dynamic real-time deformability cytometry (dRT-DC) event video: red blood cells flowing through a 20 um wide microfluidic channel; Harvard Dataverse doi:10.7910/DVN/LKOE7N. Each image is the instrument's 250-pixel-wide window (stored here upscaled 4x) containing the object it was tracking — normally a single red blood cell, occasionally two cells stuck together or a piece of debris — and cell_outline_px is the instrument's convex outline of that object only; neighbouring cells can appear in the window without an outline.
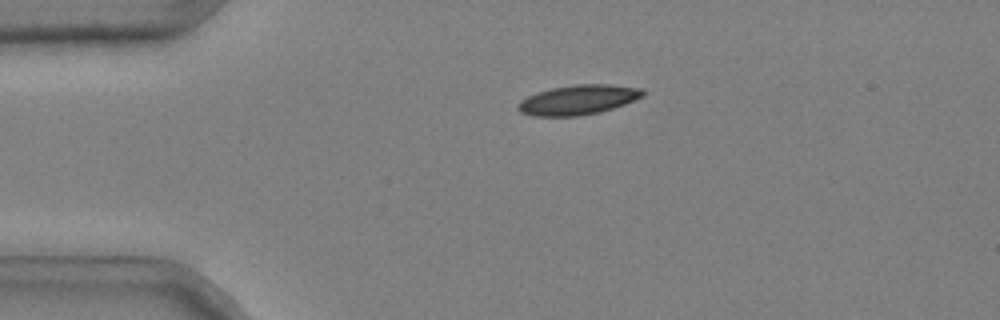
{"species": "common noctule bat (a hibernating species)", "species_latin": "Nyctalus noctula", "temperature_condition": "cold", "stored_images_in_passage": 38, "camera_frame_rate_fps": 3000, "um_per_image_px": 0.085, "animal": {"sex": "male", "body_mass_g": 20.4}, "frame": {"image": 1, "passage_image": 2, "time_ms": 0.333, "image_size_px": [1000, 320], "cell_outline_px": [[644, 96], [624, 104], [600, 112], [576, 116], [532, 116], [520, 112], [516, 108], [516, 104], [520, 100], [536, 92], [552, 88], [576, 84], [608, 84], [640, 88], [644, 92]], "centroid_in_image_um": [49.09, 8.48], "position_along_channel_um": 35.9, "area_um2": 21.62}}
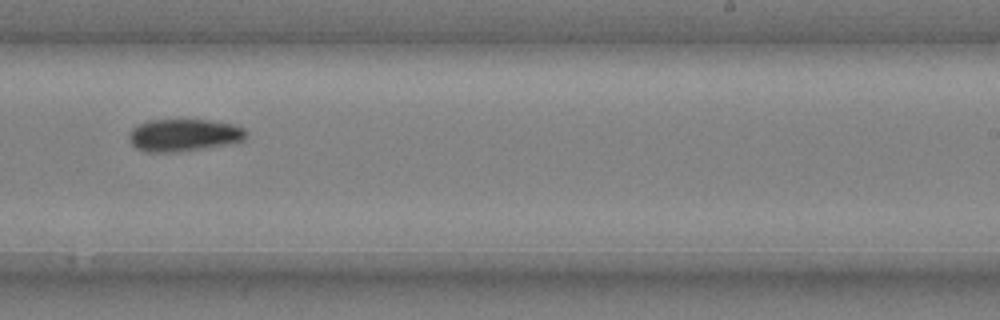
{"frame": {"image": 2, "passage_image": 24, "time_ms": 7.667, "image_size_px": [1000, 320], "cell_outline_px": [[248, 132], [244, 140], [228, 144], [204, 148], [172, 152], [144, 152], [136, 148], [132, 144], [128, 136], [128, 132], [132, 128], [148, 120], [208, 120], [236, 124], [244, 128]], "centroid_in_image_um": [15.63, 11.48], "position_along_channel_um": 273.4, "area_um2": 22.2}}
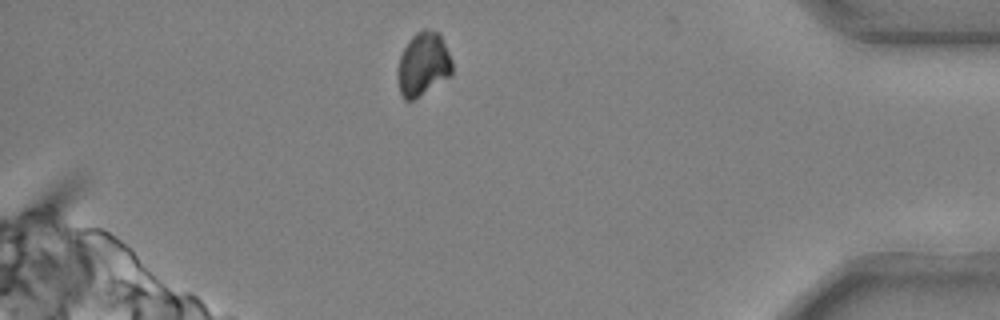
{"frame": {"image": 3, "passage_image": 37, "time_ms": 12.0, "image_size_px": [1000, 320], "cell_outline_px": [[452, 76], [412, 100], [404, 100], [400, 92], [396, 72], [400, 56], [408, 40], [416, 32], [424, 28], [440, 32], [452, 60]], "centroid_in_image_um": [35.97, 5.44], "position_along_channel_um": 399.2, "area_um2": 20.46}}